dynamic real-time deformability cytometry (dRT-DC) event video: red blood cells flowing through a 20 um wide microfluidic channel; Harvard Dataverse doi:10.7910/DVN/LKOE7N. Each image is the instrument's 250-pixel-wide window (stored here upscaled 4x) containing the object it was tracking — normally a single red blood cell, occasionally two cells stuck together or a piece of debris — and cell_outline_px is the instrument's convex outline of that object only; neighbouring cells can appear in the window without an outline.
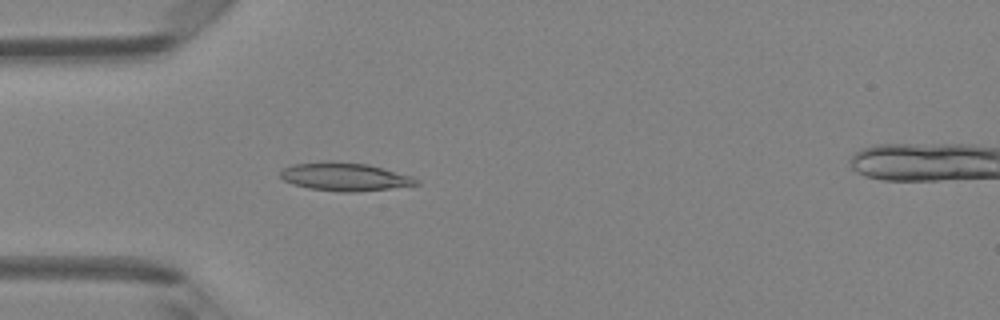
{"species": "Egyptian fruit bat (a non-hibernating species)", "species_latin": "Rousettus aegyptiacus", "temperature_condition": "room temperature", "stored_images_in_passage": 48, "camera_frame_rate_fps": 3000, "um_per_image_px": 0.085, "animal": {"sex": "female"}, "frame": {"image": 1, "passage_image": 14, "time_ms": 4.333, "image_size_px": [1000, 320], "cell_outline_px": [[420, 184], [356, 192], [340, 192], [308, 188], [292, 184], [284, 180], [280, 176], [280, 172], [284, 168], [292, 164], [324, 160], [368, 164], [384, 168], [412, 176], [420, 180]], "centroid_in_image_um": [29.28, 15.01], "position_along_channel_um": 55.7, "area_um2": 22.48}}
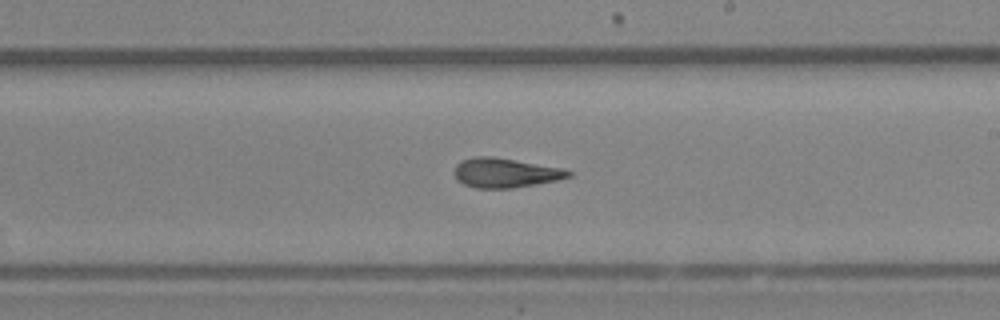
{"frame": {"image": 2, "passage_image": 28, "time_ms": 9.0, "image_size_px": [1000, 320], "cell_outline_px": [[572, 176], [556, 180], [536, 184], [512, 188], [476, 188], [464, 184], [456, 180], [452, 172], [456, 164], [460, 160], [476, 156], [492, 156], [560, 168], [572, 172]], "centroid_in_image_um": [42.87, 14.69], "position_along_channel_um": 246.1, "area_um2": 19.59}}
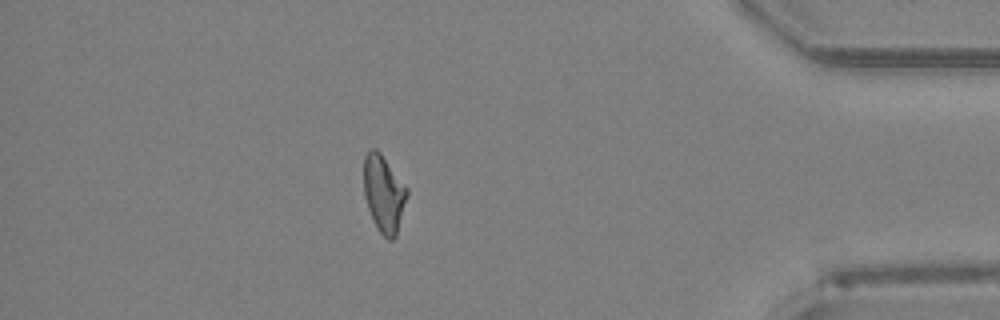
{"frame": {"image": 3, "passage_image": 42, "time_ms": 13.667, "image_size_px": [1000, 320], "cell_outline_px": [[408, 196], [396, 236], [392, 240], [388, 240], [376, 228], [372, 220], [364, 196], [364, 156], [368, 148], [376, 148], [380, 152], [408, 188]], "centroid_in_image_um": [32.62, 16.45], "position_along_channel_um": 402.6, "area_um2": 19.65}, "authors_computed_cell_mechanics": {"area_um2": 20.0855, "velocity_mm_per_s": 4.2212, "shape_relaxation_time_tau1_ms": 4.2255, "shape_relaxation_time_tau2_ms": 1.6053, "deformation_change_tau1": 0.1479, "deformation_change_tau2": 0.1098}}